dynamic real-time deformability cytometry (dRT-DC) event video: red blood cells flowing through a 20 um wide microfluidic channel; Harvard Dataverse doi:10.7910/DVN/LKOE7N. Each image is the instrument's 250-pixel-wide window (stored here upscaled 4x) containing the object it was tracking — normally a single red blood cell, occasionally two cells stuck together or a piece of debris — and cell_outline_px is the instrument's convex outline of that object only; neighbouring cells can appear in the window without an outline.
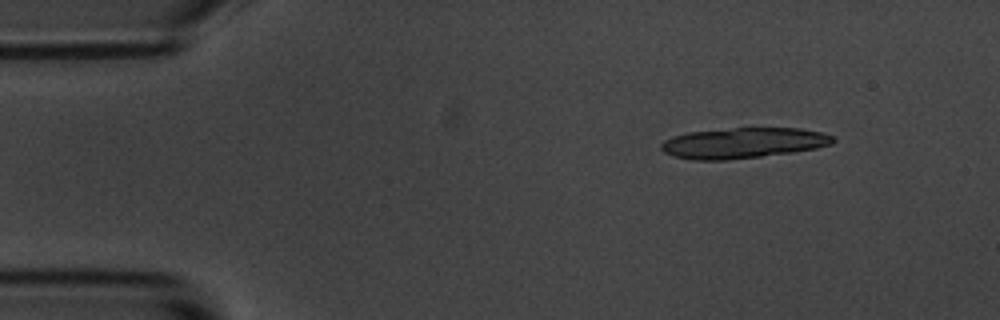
{"species": "common noctule bat (a hibernating species)", "species_latin": "Nyctalus noctula", "temperature_condition": "room temperature", "stored_images_in_passage": 13, "camera_frame_rate_fps": 3000, "um_per_image_px": 0.085, "animal": {"sex": "male", "body_mass_g": 20.1, "forearm_length_mm": 53.5}, "frame": {"image": 1, "passage_image": 2, "time_ms": 0.333, "image_size_px": [1000, 320], "cell_outline_px": [[836, 140], [832, 144], [816, 148], [792, 152], [728, 160], [696, 160], [676, 156], [664, 152], [660, 148], [660, 144], [664, 140], [672, 136], [688, 132], [732, 128], [800, 128], [820, 132], [832, 136]], "centroid_in_image_um": [63.16, 12.15], "position_along_channel_um": 21.8, "area_um2": 30.46}}